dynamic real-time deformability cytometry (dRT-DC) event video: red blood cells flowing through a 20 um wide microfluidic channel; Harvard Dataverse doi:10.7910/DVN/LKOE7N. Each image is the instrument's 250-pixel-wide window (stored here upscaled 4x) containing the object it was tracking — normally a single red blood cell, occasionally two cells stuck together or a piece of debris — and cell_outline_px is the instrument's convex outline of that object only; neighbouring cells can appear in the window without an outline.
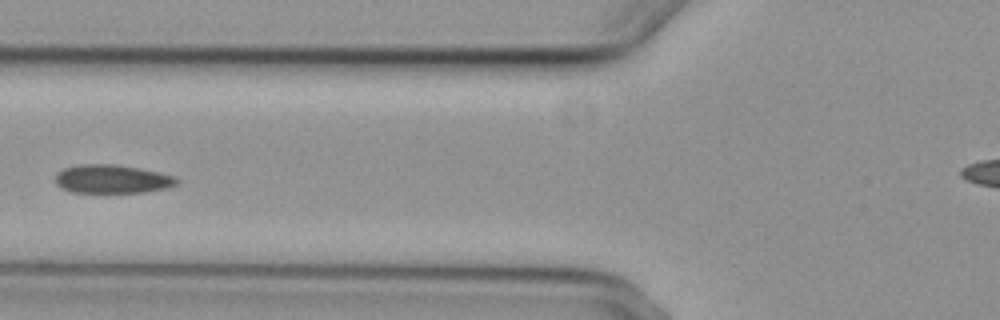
{"species": "common noctule bat (a hibernating species)", "species_latin": "Nyctalus noctula", "temperature_condition": "cold", "stored_images_in_passage": 6, "camera_frame_rate_fps": 3000, "um_per_image_px": 0.085, "animal": {"sex": "female", "body_mass_g": 29.2, "forearm_length_mm": 56.3}, "frame": {"image": 1, "passage_image": 5, "time_ms": 5.0, "image_size_px": [1000, 320], "cell_outline_px": [[180, 180], [176, 184], [168, 188], [144, 192], [72, 192], [60, 188], [56, 184], [56, 172], [64, 168], [76, 164], [116, 164], [140, 168], [160, 172], [176, 176]], "centroid_in_image_um": [9.54, 15.21], "position_along_channel_um": 116.3, "area_um2": 20.46}}
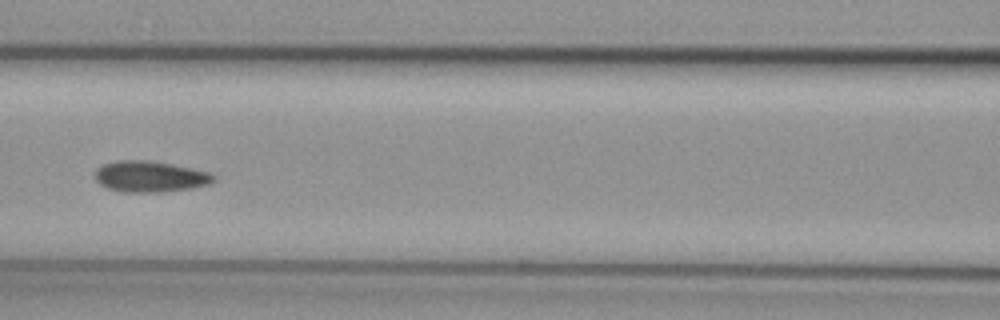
{"frame": {"image": 2, "passage_image": 6, "time_ms": 6.0, "image_size_px": [1000, 320], "cell_outline_px": [[216, 180], [208, 184], [192, 188], [160, 192], [124, 192], [108, 188], [100, 184], [92, 176], [96, 168], [104, 164], [116, 160], [148, 160], [172, 164], [192, 168], [208, 172], [216, 176]], "centroid_in_image_um": [12.72, 15.0], "position_along_channel_um": 153.9, "area_um2": 21.62}}